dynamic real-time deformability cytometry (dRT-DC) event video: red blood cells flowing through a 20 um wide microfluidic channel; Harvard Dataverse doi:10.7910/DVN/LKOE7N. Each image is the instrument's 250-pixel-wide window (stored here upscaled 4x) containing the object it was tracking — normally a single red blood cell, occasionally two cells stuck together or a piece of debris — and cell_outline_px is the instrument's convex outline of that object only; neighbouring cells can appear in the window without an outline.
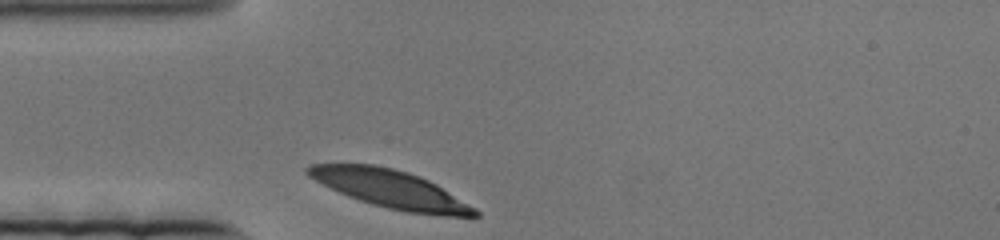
{"species": "human", "species_latin": "Homo sapiens", "temperature_condition": "cold", "stored_images_in_passage": 45, "camera_frame_rate_fps": 3000, "um_per_image_px": 0.085, "donor": {"sex": "female"}, "frame": {"image": 1, "passage_image": 1, "time_ms": 0.0, "image_size_px": [1000, 240], "cell_outline_px": [[480, 216], [448, 216], [408, 212], [388, 208], [372, 204], [348, 196], [308, 176], [304, 172], [304, 168], [312, 164], [372, 164], [392, 168], [408, 172], [428, 180], [436, 184], [476, 208], [480, 212]], "centroid_in_image_um": [33.21, 16.06], "position_along_channel_um": 51.8, "area_um2": 36.41}}
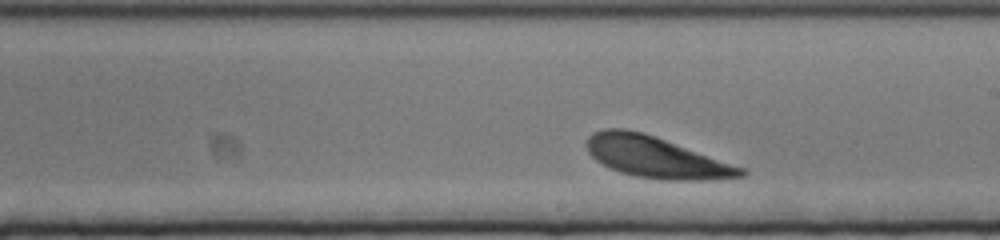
{"frame": {"image": 2, "passage_image": 26, "time_ms": 8.333, "image_size_px": [1000, 240], "cell_outline_px": [[748, 172], [744, 176], [704, 180], [660, 180], [636, 176], [620, 172], [596, 160], [588, 152], [584, 144], [588, 136], [592, 132], [604, 128], [624, 128], [644, 132], [656, 136], [744, 168]], "centroid_in_image_um": [55.72, 13.34], "position_along_channel_um": 233.3, "area_um2": 37.11}}
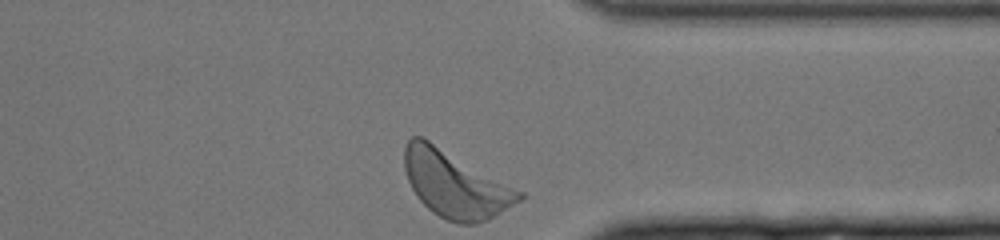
{"frame": {"image": 3, "passage_image": 45, "time_ms": 14.667, "image_size_px": [1000, 240], "cell_outline_px": [[524, 196], [520, 200], [496, 216], [488, 220], [476, 224], [456, 224], [432, 212], [416, 196], [408, 180], [404, 168], [404, 148], [408, 140], [412, 136], [420, 136], [428, 140], [524, 192]], "centroid_in_image_um": [38.69, 15.68], "position_along_channel_um": 372.7, "area_um2": 44.16}}